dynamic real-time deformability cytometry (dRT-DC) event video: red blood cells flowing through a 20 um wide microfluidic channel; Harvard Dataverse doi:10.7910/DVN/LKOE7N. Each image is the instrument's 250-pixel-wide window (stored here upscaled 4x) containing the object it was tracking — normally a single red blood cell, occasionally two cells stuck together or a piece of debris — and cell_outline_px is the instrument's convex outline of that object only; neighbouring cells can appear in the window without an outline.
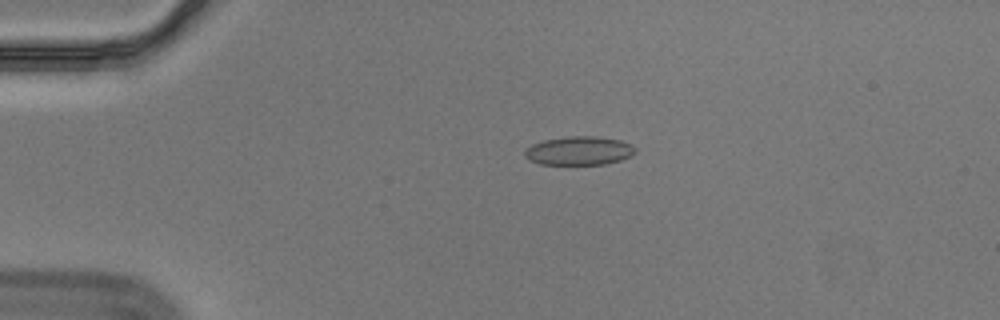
{"species": "Egyptian fruit bat (a non-hibernating species)", "species_latin": "Rousettus aegyptiacus", "temperature_condition": "cold", "stored_images_in_passage": 45, "camera_frame_rate_fps": 3000, "um_per_image_px": 0.085, "animal": {"sex": "male"}, "frame": {"image": 1, "passage_image": 1, "time_ms": 0.0, "image_size_px": [1000, 320], "cell_outline_px": [[636, 152], [632, 156], [620, 160], [604, 164], [540, 164], [528, 160], [524, 156], [524, 152], [532, 144], [544, 140], [568, 136], [596, 136], [620, 140], [632, 144], [636, 148]], "centroid_in_image_um": [49.24, 12.81], "position_along_channel_um": 35.8, "area_um2": 18.55}}
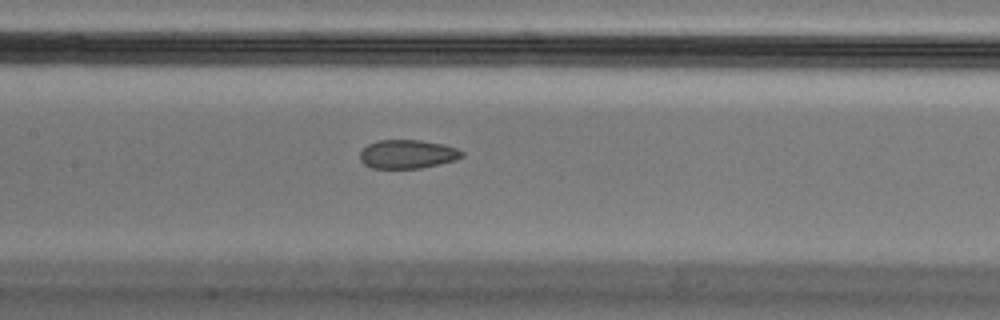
{"frame": {"image": 2, "passage_image": 16, "time_ms": 5.0, "image_size_px": [1000, 320], "cell_outline_px": [[464, 156], [456, 160], [420, 168], [372, 168], [364, 164], [360, 160], [360, 152], [368, 144], [380, 140], [420, 140], [444, 144], [456, 148], [464, 152]], "centroid_in_image_um": [34.65, 13.1], "position_along_channel_um": 172.7, "area_um2": 17.05}}
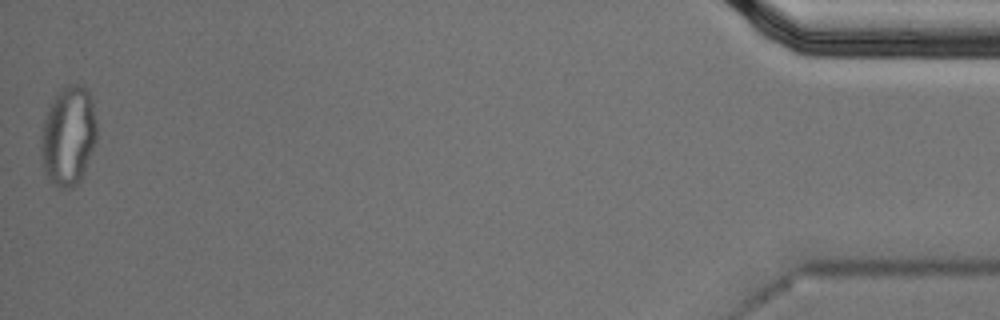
{"frame": {"image": 3, "passage_image": 45, "time_ms": 14.667, "image_size_px": [1000, 320], "cell_outline_px": [[96, 140], [84, 176], [72, 188], [60, 188], [48, 180], [44, 172], [40, 156], [40, 136], [44, 120], [48, 108], [56, 96], [68, 84], [80, 84], [92, 96], [96, 120]], "centroid_in_image_um": [5.81, 11.6], "position_along_channel_um": 429.4, "area_um2": 32.66}, "authors_computed_cell_mechanics": {"area_um2": 18.496, "velocity_mm_per_s": 3.5574, "shape_relaxation_time_tau1_ms": null, "shape_relaxation_time_tau2_ms": 2.0518, "deformation_change_tau1": null, "deformation_change_tau2": 0.0758}}